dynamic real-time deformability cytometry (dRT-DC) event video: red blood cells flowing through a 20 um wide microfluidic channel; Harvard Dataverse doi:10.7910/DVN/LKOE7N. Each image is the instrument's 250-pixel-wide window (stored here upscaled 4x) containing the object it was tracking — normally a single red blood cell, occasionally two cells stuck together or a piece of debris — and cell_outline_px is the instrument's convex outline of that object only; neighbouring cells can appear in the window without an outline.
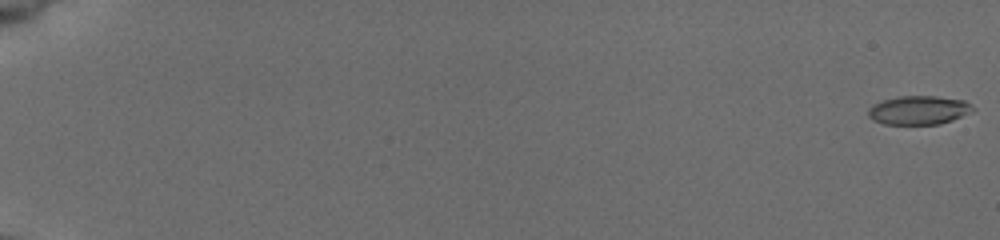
{"species": "common noctule bat (a hibernating species)", "species_latin": "Nyctalus noctula", "temperature_condition": "cold", "stored_images_in_passage": 56, "camera_frame_rate_fps": 3000, "um_per_image_px": 0.085, "animal": {"sex": "female", "body_mass_g": 19.5, "forearm_length_mm": 54.1}, "frame": {"image": 1, "passage_image": 1, "time_ms": 0.0, "image_size_px": [1000, 240], "cell_outline_px": [[976, 108], [972, 112], [952, 120], [940, 124], [884, 124], [872, 120], [868, 116], [868, 108], [872, 104], [884, 100], [900, 96], [936, 96], [964, 100], [972, 104]], "centroid_in_image_um": [78.1, 9.36], "position_along_channel_um": 6.9, "area_um2": 17.69}}
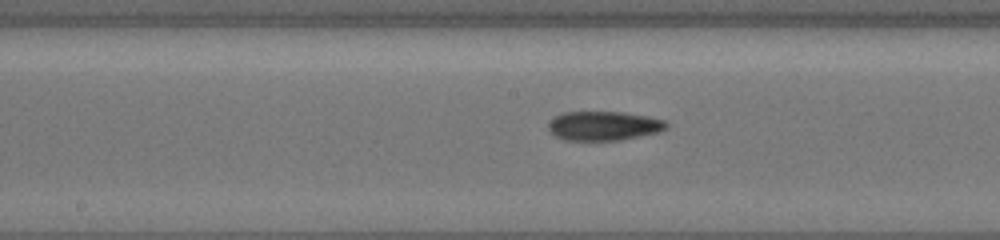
{"frame": {"image": 2, "passage_image": 32, "time_ms": 10.333, "image_size_px": [1000, 240], "cell_outline_px": [[668, 128], [660, 132], [620, 140], [564, 140], [548, 132], [548, 124], [556, 116], [564, 112], [624, 112], [648, 116], [668, 120]], "centroid_in_image_um": [51.36, 10.69], "position_along_channel_um": 196.8, "area_um2": 20.29}}
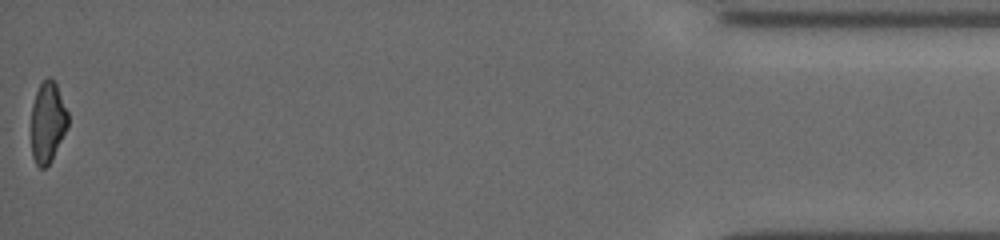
{"frame": {"image": 3, "passage_image": 56, "time_ms": 18.333, "image_size_px": [1000, 240], "cell_outline_px": [[68, 128], [52, 160], [44, 168], [40, 168], [36, 164], [32, 156], [32, 104], [36, 92], [40, 84], [48, 76], [56, 84], [68, 112]], "centroid_in_image_um": [4.06, 10.41], "position_along_channel_um": 431.1, "area_um2": 17.28}, "authors_computed_cell_mechanics": {"area_um2": 18.7561, "velocity_mm_per_s": 3.8963, "shape_relaxation_time_tau1_ms": null, "shape_relaxation_time_tau2_ms": 4.5732, "deformation_change_tau1": null, "deformation_change_tau2": 0.1141}}